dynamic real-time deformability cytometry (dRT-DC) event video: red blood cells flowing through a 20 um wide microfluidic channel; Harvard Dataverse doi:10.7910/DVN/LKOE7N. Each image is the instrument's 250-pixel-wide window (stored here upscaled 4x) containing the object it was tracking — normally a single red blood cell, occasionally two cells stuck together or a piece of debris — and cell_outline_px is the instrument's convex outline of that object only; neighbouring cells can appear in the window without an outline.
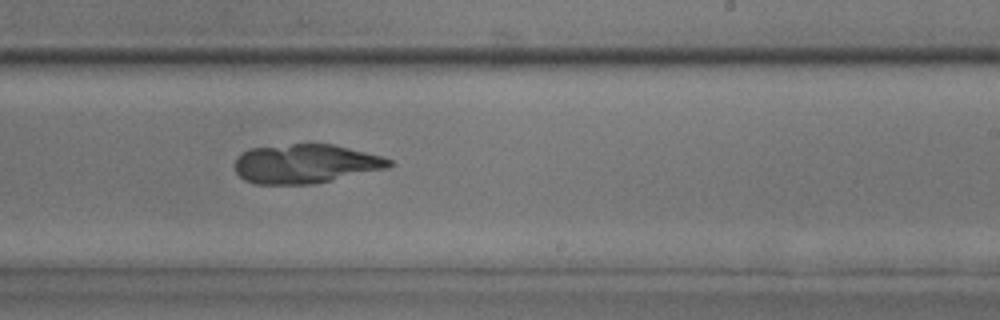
{"species": "common noctule bat (a hibernating species)", "species_latin": "Nyctalus noctula", "temperature_condition": "room temperature", "stored_images_in_passage": 48, "camera_frame_rate_fps": 3000, "um_per_image_px": 0.085, "animal": {"sex": "male", "body_mass_g": 17.9, "forearm_length_mm": 54.2}, "frame": {"image": 1, "passage_image": 28, "time_ms": 9.0, "image_size_px": [1000, 320], "cell_outline_px": [[392, 164], [388, 168], [312, 184], [256, 184], [244, 180], [236, 172], [236, 160], [248, 148], [292, 144], [332, 144], [380, 156], [392, 160]], "centroid_in_image_um": [25.95, 13.92], "position_along_channel_um": 263.1, "area_um2": 34.74}}
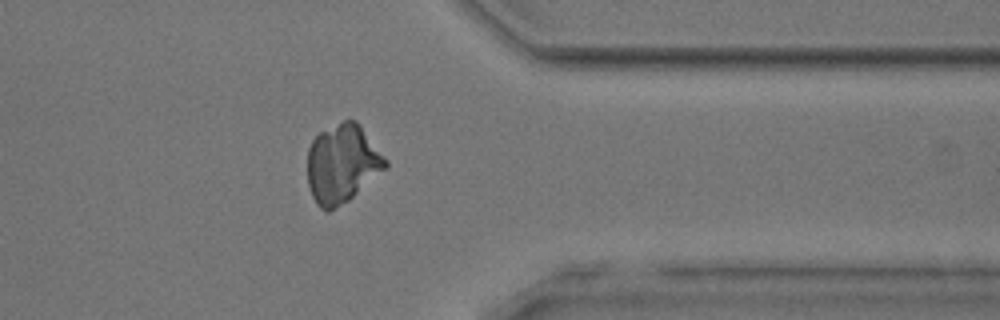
{"frame": {"image": 2, "passage_image": 38, "time_ms": 12.333, "image_size_px": [1000, 320], "cell_outline_px": [[388, 164], [384, 168], [348, 200], [328, 212], [320, 208], [316, 204], [312, 196], [308, 184], [308, 148], [312, 140], [320, 132], [344, 120], [356, 120], [360, 124], [388, 160]], "centroid_in_image_um": [29.07, 13.9], "position_along_channel_um": 382.3, "area_um2": 35.26}}
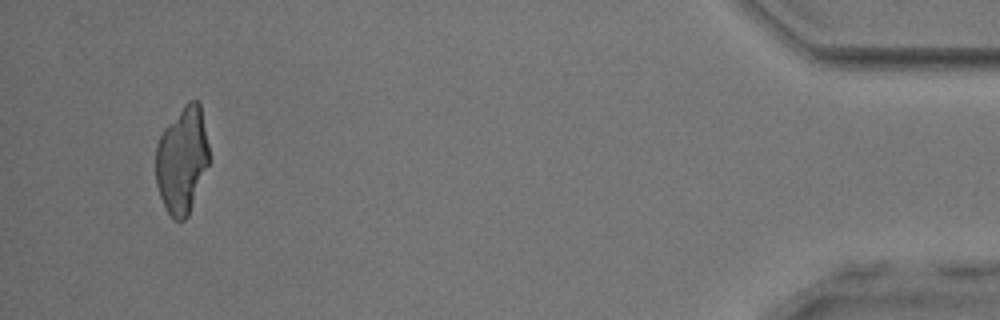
{"frame": {"image": 3, "passage_image": 46, "time_ms": 15.0, "image_size_px": [1000, 320], "cell_outline_px": [[208, 164], [188, 216], [184, 220], [172, 220], [160, 196], [156, 184], [156, 144], [164, 128], [184, 104], [188, 100], [196, 100], [200, 104], [208, 144]], "centroid_in_image_um": [15.46, 13.59], "position_along_channel_um": 419.7, "area_um2": 32.89}}